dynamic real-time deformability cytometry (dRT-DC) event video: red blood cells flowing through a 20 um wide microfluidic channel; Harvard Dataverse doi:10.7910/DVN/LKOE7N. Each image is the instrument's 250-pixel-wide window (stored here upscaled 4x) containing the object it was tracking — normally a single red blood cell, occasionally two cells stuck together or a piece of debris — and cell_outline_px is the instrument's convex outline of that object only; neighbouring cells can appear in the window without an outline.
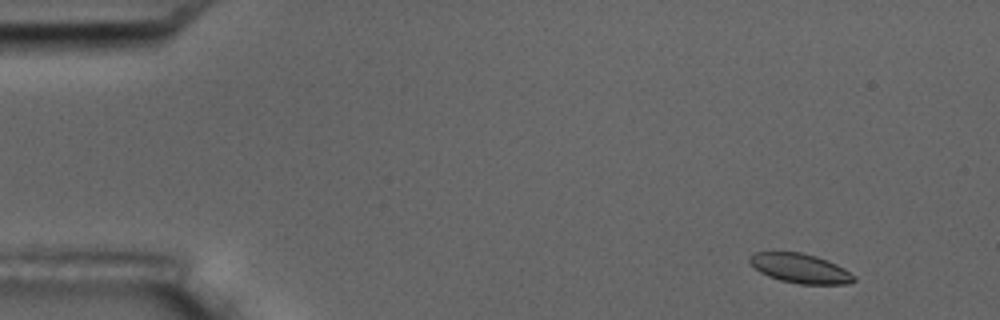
{"species": "common noctule bat (a hibernating species)", "species_latin": "Nyctalus noctula", "temperature_condition": "room temperature", "stored_images_in_passage": 10, "camera_frame_rate_fps": 3000, "um_per_image_px": 0.085, "animal": {"sex": "male", "body_mass_g": 17.5, "forearm_length_mm": 52.3}, "frame": {"image": 1, "passage_image": 2, "time_ms": 1.0, "image_size_px": [1000, 320], "cell_outline_px": [[856, 280], [848, 284], [800, 284], [780, 280], [768, 276], [760, 272], [748, 260], [756, 252], [800, 252], [816, 256], [828, 260], [844, 268], [856, 276]], "centroid_in_image_um": [68.07, 22.82], "position_along_channel_um": 16.9, "area_um2": 17.8}}
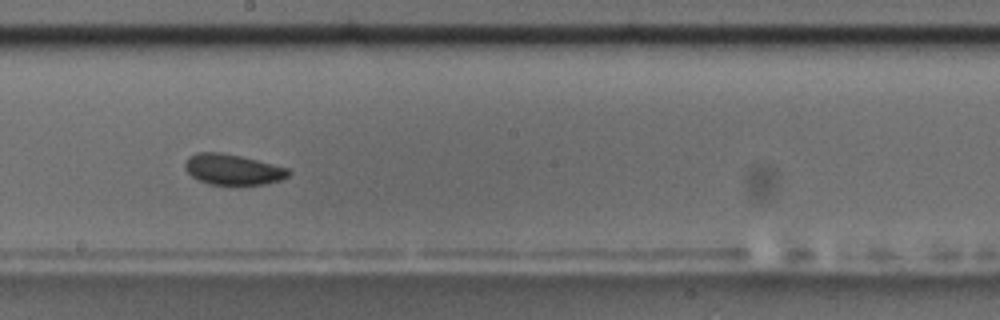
{"frame": {"image": 2, "passage_image": 9, "time_ms": 10.0, "image_size_px": [1000, 320], "cell_outline_px": [[292, 172], [288, 176], [280, 180], [264, 184], [208, 184], [192, 176], [184, 168], [184, 164], [188, 156], [196, 152], [220, 152], [240, 156], [288, 168]], "centroid_in_image_um": [19.76, 14.39], "position_along_channel_um": 228.4, "area_um2": 18.32}}
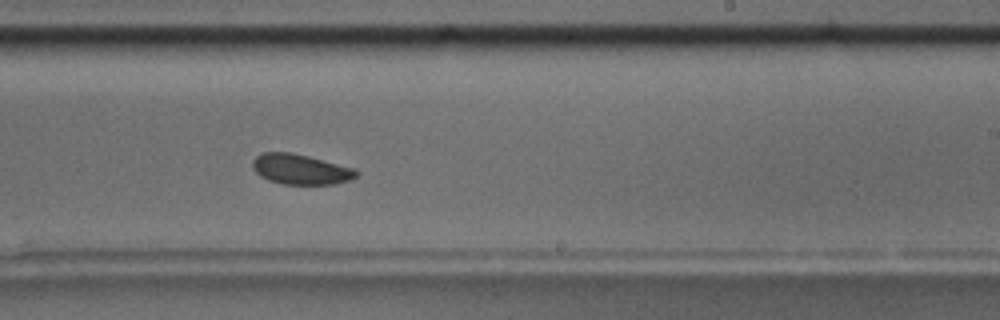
{"frame": {"image": 3, "passage_image": 10, "time_ms": 11.0, "image_size_px": [1000, 320], "cell_outline_px": [[360, 172], [352, 180], [332, 184], [284, 184], [268, 180], [260, 176], [252, 168], [252, 160], [260, 152], [288, 152], [308, 156], [352, 168]], "centroid_in_image_um": [25.51, 14.39], "position_along_channel_um": 263.5, "area_um2": 18.21}}